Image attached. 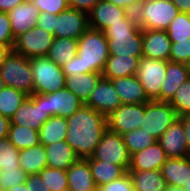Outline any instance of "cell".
I'll return each mask as SVG.
<instances>
[{"label": "cell", "mask_w": 190, "mask_h": 191, "mask_svg": "<svg viewBox=\"0 0 190 191\" xmlns=\"http://www.w3.org/2000/svg\"><path fill=\"white\" fill-rule=\"evenodd\" d=\"M122 104H142L150 101L136 75L111 79Z\"/></svg>", "instance_id": "23"}, {"label": "cell", "mask_w": 190, "mask_h": 191, "mask_svg": "<svg viewBox=\"0 0 190 191\" xmlns=\"http://www.w3.org/2000/svg\"><path fill=\"white\" fill-rule=\"evenodd\" d=\"M132 179L134 191H164L166 182L161 170H128Z\"/></svg>", "instance_id": "28"}, {"label": "cell", "mask_w": 190, "mask_h": 191, "mask_svg": "<svg viewBox=\"0 0 190 191\" xmlns=\"http://www.w3.org/2000/svg\"><path fill=\"white\" fill-rule=\"evenodd\" d=\"M4 191H30V185H26L25 183H23Z\"/></svg>", "instance_id": "54"}, {"label": "cell", "mask_w": 190, "mask_h": 191, "mask_svg": "<svg viewBox=\"0 0 190 191\" xmlns=\"http://www.w3.org/2000/svg\"><path fill=\"white\" fill-rule=\"evenodd\" d=\"M5 87V84H4V81H3V78L1 77L0 75V91Z\"/></svg>", "instance_id": "57"}, {"label": "cell", "mask_w": 190, "mask_h": 191, "mask_svg": "<svg viewBox=\"0 0 190 191\" xmlns=\"http://www.w3.org/2000/svg\"><path fill=\"white\" fill-rule=\"evenodd\" d=\"M166 185L182 188L190 181V156L168 158L161 167Z\"/></svg>", "instance_id": "24"}, {"label": "cell", "mask_w": 190, "mask_h": 191, "mask_svg": "<svg viewBox=\"0 0 190 191\" xmlns=\"http://www.w3.org/2000/svg\"><path fill=\"white\" fill-rule=\"evenodd\" d=\"M179 12L190 14V0H171Z\"/></svg>", "instance_id": "53"}, {"label": "cell", "mask_w": 190, "mask_h": 191, "mask_svg": "<svg viewBox=\"0 0 190 191\" xmlns=\"http://www.w3.org/2000/svg\"><path fill=\"white\" fill-rule=\"evenodd\" d=\"M67 129L65 117H50L38 130L40 144L51 145L55 142L66 141Z\"/></svg>", "instance_id": "29"}, {"label": "cell", "mask_w": 190, "mask_h": 191, "mask_svg": "<svg viewBox=\"0 0 190 191\" xmlns=\"http://www.w3.org/2000/svg\"><path fill=\"white\" fill-rule=\"evenodd\" d=\"M144 118V103L122 104L107 116V127L110 131L123 135L141 127Z\"/></svg>", "instance_id": "12"}, {"label": "cell", "mask_w": 190, "mask_h": 191, "mask_svg": "<svg viewBox=\"0 0 190 191\" xmlns=\"http://www.w3.org/2000/svg\"><path fill=\"white\" fill-rule=\"evenodd\" d=\"M167 61L141 57L136 76L142 84L147 98L157 100L161 94V85L164 81Z\"/></svg>", "instance_id": "9"}, {"label": "cell", "mask_w": 190, "mask_h": 191, "mask_svg": "<svg viewBox=\"0 0 190 191\" xmlns=\"http://www.w3.org/2000/svg\"><path fill=\"white\" fill-rule=\"evenodd\" d=\"M189 78L186 64L167 61L166 75L161 85V94L156 101L170 102L179 86Z\"/></svg>", "instance_id": "21"}, {"label": "cell", "mask_w": 190, "mask_h": 191, "mask_svg": "<svg viewBox=\"0 0 190 191\" xmlns=\"http://www.w3.org/2000/svg\"><path fill=\"white\" fill-rule=\"evenodd\" d=\"M20 168L29 174H39V172L47 167V157L45 147L39 144L20 150L19 153Z\"/></svg>", "instance_id": "30"}, {"label": "cell", "mask_w": 190, "mask_h": 191, "mask_svg": "<svg viewBox=\"0 0 190 191\" xmlns=\"http://www.w3.org/2000/svg\"><path fill=\"white\" fill-rule=\"evenodd\" d=\"M19 153L20 150L8 138L0 139V170L20 168Z\"/></svg>", "instance_id": "38"}, {"label": "cell", "mask_w": 190, "mask_h": 191, "mask_svg": "<svg viewBox=\"0 0 190 191\" xmlns=\"http://www.w3.org/2000/svg\"><path fill=\"white\" fill-rule=\"evenodd\" d=\"M28 174L21 168L0 172V190H7L26 182Z\"/></svg>", "instance_id": "40"}, {"label": "cell", "mask_w": 190, "mask_h": 191, "mask_svg": "<svg viewBox=\"0 0 190 191\" xmlns=\"http://www.w3.org/2000/svg\"><path fill=\"white\" fill-rule=\"evenodd\" d=\"M55 37L37 26L15 38L13 51L24 57L47 56Z\"/></svg>", "instance_id": "10"}, {"label": "cell", "mask_w": 190, "mask_h": 191, "mask_svg": "<svg viewBox=\"0 0 190 191\" xmlns=\"http://www.w3.org/2000/svg\"><path fill=\"white\" fill-rule=\"evenodd\" d=\"M122 137L130 155L147 148L157 141L155 137L140 128L126 132Z\"/></svg>", "instance_id": "35"}, {"label": "cell", "mask_w": 190, "mask_h": 191, "mask_svg": "<svg viewBox=\"0 0 190 191\" xmlns=\"http://www.w3.org/2000/svg\"><path fill=\"white\" fill-rule=\"evenodd\" d=\"M27 97L23 91L5 86L0 91V114L11 119Z\"/></svg>", "instance_id": "34"}, {"label": "cell", "mask_w": 190, "mask_h": 191, "mask_svg": "<svg viewBox=\"0 0 190 191\" xmlns=\"http://www.w3.org/2000/svg\"><path fill=\"white\" fill-rule=\"evenodd\" d=\"M89 27V14L68 7L55 19L54 37L78 40Z\"/></svg>", "instance_id": "13"}, {"label": "cell", "mask_w": 190, "mask_h": 191, "mask_svg": "<svg viewBox=\"0 0 190 191\" xmlns=\"http://www.w3.org/2000/svg\"><path fill=\"white\" fill-rule=\"evenodd\" d=\"M140 58L131 55H110L102 72L103 78L111 80L136 75Z\"/></svg>", "instance_id": "26"}, {"label": "cell", "mask_w": 190, "mask_h": 191, "mask_svg": "<svg viewBox=\"0 0 190 191\" xmlns=\"http://www.w3.org/2000/svg\"><path fill=\"white\" fill-rule=\"evenodd\" d=\"M43 95L45 96L46 112H48L50 117H70L84 105V103L67 88Z\"/></svg>", "instance_id": "16"}, {"label": "cell", "mask_w": 190, "mask_h": 191, "mask_svg": "<svg viewBox=\"0 0 190 191\" xmlns=\"http://www.w3.org/2000/svg\"><path fill=\"white\" fill-rule=\"evenodd\" d=\"M49 191H68L66 170L45 167L39 172Z\"/></svg>", "instance_id": "36"}, {"label": "cell", "mask_w": 190, "mask_h": 191, "mask_svg": "<svg viewBox=\"0 0 190 191\" xmlns=\"http://www.w3.org/2000/svg\"><path fill=\"white\" fill-rule=\"evenodd\" d=\"M99 0H68L69 7L89 14Z\"/></svg>", "instance_id": "46"}, {"label": "cell", "mask_w": 190, "mask_h": 191, "mask_svg": "<svg viewBox=\"0 0 190 191\" xmlns=\"http://www.w3.org/2000/svg\"><path fill=\"white\" fill-rule=\"evenodd\" d=\"M167 159L168 157L166 156L162 146L158 141H156L147 148L131 154L128 170H161L162 165L167 161Z\"/></svg>", "instance_id": "20"}, {"label": "cell", "mask_w": 190, "mask_h": 191, "mask_svg": "<svg viewBox=\"0 0 190 191\" xmlns=\"http://www.w3.org/2000/svg\"><path fill=\"white\" fill-rule=\"evenodd\" d=\"M10 119L0 114V139L8 138Z\"/></svg>", "instance_id": "51"}, {"label": "cell", "mask_w": 190, "mask_h": 191, "mask_svg": "<svg viewBox=\"0 0 190 191\" xmlns=\"http://www.w3.org/2000/svg\"><path fill=\"white\" fill-rule=\"evenodd\" d=\"M108 40L104 32L88 28L78 39L77 55L62 66L65 76L104 71L109 58Z\"/></svg>", "instance_id": "2"}, {"label": "cell", "mask_w": 190, "mask_h": 191, "mask_svg": "<svg viewBox=\"0 0 190 191\" xmlns=\"http://www.w3.org/2000/svg\"><path fill=\"white\" fill-rule=\"evenodd\" d=\"M78 40L72 38H55L47 57L58 66H63L77 55Z\"/></svg>", "instance_id": "32"}, {"label": "cell", "mask_w": 190, "mask_h": 191, "mask_svg": "<svg viewBox=\"0 0 190 191\" xmlns=\"http://www.w3.org/2000/svg\"><path fill=\"white\" fill-rule=\"evenodd\" d=\"M102 77V74L97 72L66 76L65 88L73 92L85 104Z\"/></svg>", "instance_id": "27"}, {"label": "cell", "mask_w": 190, "mask_h": 191, "mask_svg": "<svg viewBox=\"0 0 190 191\" xmlns=\"http://www.w3.org/2000/svg\"><path fill=\"white\" fill-rule=\"evenodd\" d=\"M68 191L97 190L87 159L79 158L67 170Z\"/></svg>", "instance_id": "22"}, {"label": "cell", "mask_w": 190, "mask_h": 191, "mask_svg": "<svg viewBox=\"0 0 190 191\" xmlns=\"http://www.w3.org/2000/svg\"><path fill=\"white\" fill-rule=\"evenodd\" d=\"M186 66H187V70H188V73L190 76V60L186 63Z\"/></svg>", "instance_id": "58"}, {"label": "cell", "mask_w": 190, "mask_h": 191, "mask_svg": "<svg viewBox=\"0 0 190 191\" xmlns=\"http://www.w3.org/2000/svg\"><path fill=\"white\" fill-rule=\"evenodd\" d=\"M169 103L179 117L190 112V78L179 86L173 99Z\"/></svg>", "instance_id": "39"}, {"label": "cell", "mask_w": 190, "mask_h": 191, "mask_svg": "<svg viewBox=\"0 0 190 191\" xmlns=\"http://www.w3.org/2000/svg\"><path fill=\"white\" fill-rule=\"evenodd\" d=\"M50 118L45 108V96L33 94L28 96L10 119V124L30 127L39 130Z\"/></svg>", "instance_id": "11"}, {"label": "cell", "mask_w": 190, "mask_h": 191, "mask_svg": "<svg viewBox=\"0 0 190 191\" xmlns=\"http://www.w3.org/2000/svg\"><path fill=\"white\" fill-rule=\"evenodd\" d=\"M98 191H134V186L129 173L127 172L121 178L98 187Z\"/></svg>", "instance_id": "43"}, {"label": "cell", "mask_w": 190, "mask_h": 191, "mask_svg": "<svg viewBox=\"0 0 190 191\" xmlns=\"http://www.w3.org/2000/svg\"><path fill=\"white\" fill-rule=\"evenodd\" d=\"M183 122L178 118L157 140L168 158L190 156L187 151Z\"/></svg>", "instance_id": "18"}, {"label": "cell", "mask_w": 190, "mask_h": 191, "mask_svg": "<svg viewBox=\"0 0 190 191\" xmlns=\"http://www.w3.org/2000/svg\"><path fill=\"white\" fill-rule=\"evenodd\" d=\"M104 34L110 55L142 57V28L137 23L135 12H130L119 23L110 25Z\"/></svg>", "instance_id": "3"}, {"label": "cell", "mask_w": 190, "mask_h": 191, "mask_svg": "<svg viewBox=\"0 0 190 191\" xmlns=\"http://www.w3.org/2000/svg\"><path fill=\"white\" fill-rule=\"evenodd\" d=\"M95 185L98 187L108 184L124 176L128 171L119 165L106 161L88 160Z\"/></svg>", "instance_id": "31"}, {"label": "cell", "mask_w": 190, "mask_h": 191, "mask_svg": "<svg viewBox=\"0 0 190 191\" xmlns=\"http://www.w3.org/2000/svg\"><path fill=\"white\" fill-rule=\"evenodd\" d=\"M34 80L33 94H49L65 88L62 67L55 64L47 56L30 58Z\"/></svg>", "instance_id": "6"}, {"label": "cell", "mask_w": 190, "mask_h": 191, "mask_svg": "<svg viewBox=\"0 0 190 191\" xmlns=\"http://www.w3.org/2000/svg\"><path fill=\"white\" fill-rule=\"evenodd\" d=\"M14 43H3L0 42V66L4 59L11 53L13 50Z\"/></svg>", "instance_id": "52"}, {"label": "cell", "mask_w": 190, "mask_h": 191, "mask_svg": "<svg viewBox=\"0 0 190 191\" xmlns=\"http://www.w3.org/2000/svg\"><path fill=\"white\" fill-rule=\"evenodd\" d=\"M0 42L14 43L15 38L11 32L10 18L8 13L0 12Z\"/></svg>", "instance_id": "44"}, {"label": "cell", "mask_w": 190, "mask_h": 191, "mask_svg": "<svg viewBox=\"0 0 190 191\" xmlns=\"http://www.w3.org/2000/svg\"><path fill=\"white\" fill-rule=\"evenodd\" d=\"M85 105L107 117L122 105V101L112 81L102 77Z\"/></svg>", "instance_id": "14"}, {"label": "cell", "mask_w": 190, "mask_h": 191, "mask_svg": "<svg viewBox=\"0 0 190 191\" xmlns=\"http://www.w3.org/2000/svg\"><path fill=\"white\" fill-rule=\"evenodd\" d=\"M166 31L171 42L190 38V14L179 12Z\"/></svg>", "instance_id": "37"}, {"label": "cell", "mask_w": 190, "mask_h": 191, "mask_svg": "<svg viewBox=\"0 0 190 191\" xmlns=\"http://www.w3.org/2000/svg\"><path fill=\"white\" fill-rule=\"evenodd\" d=\"M190 60V38L172 42L169 61L186 64Z\"/></svg>", "instance_id": "41"}, {"label": "cell", "mask_w": 190, "mask_h": 191, "mask_svg": "<svg viewBox=\"0 0 190 191\" xmlns=\"http://www.w3.org/2000/svg\"><path fill=\"white\" fill-rule=\"evenodd\" d=\"M142 57L169 61L171 44L167 31L142 29Z\"/></svg>", "instance_id": "17"}, {"label": "cell", "mask_w": 190, "mask_h": 191, "mask_svg": "<svg viewBox=\"0 0 190 191\" xmlns=\"http://www.w3.org/2000/svg\"><path fill=\"white\" fill-rule=\"evenodd\" d=\"M25 184L30 185V191H49L39 174H29Z\"/></svg>", "instance_id": "47"}, {"label": "cell", "mask_w": 190, "mask_h": 191, "mask_svg": "<svg viewBox=\"0 0 190 191\" xmlns=\"http://www.w3.org/2000/svg\"><path fill=\"white\" fill-rule=\"evenodd\" d=\"M39 14V9L34 5L32 0H26L10 10L8 15L13 37L16 38L20 34L35 27Z\"/></svg>", "instance_id": "19"}, {"label": "cell", "mask_w": 190, "mask_h": 191, "mask_svg": "<svg viewBox=\"0 0 190 191\" xmlns=\"http://www.w3.org/2000/svg\"><path fill=\"white\" fill-rule=\"evenodd\" d=\"M178 118L169 102L148 101L144 103V118L140 129L158 140Z\"/></svg>", "instance_id": "7"}, {"label": "cell", "mask_w": 190, "mask_h": 191, "mask_svg": "<svg viewBox=\"0 0 190 191\" xmlns=\"http://www.w3.org/2000/svg\"><path fill=\"white\" fill-rule=\"evenodd\" d=\"M26 0H0V12L8 13Z\"/></svg>", "instance_id": "50"}, {"label": "cell", "mask_w": 190, "mask_h": 191, "mask_svg": "<svg viewBox=\"0 0 190 191\" xmlns=\"http://www.w3.org/2000/svg\"><path fill=\"white\" fill-rule=\"evenodd\" d=\"M178 13L171 0H142L135 16L142 29L166 31Z\"/></svg>", "instance_id": "4"}, {"label": "cell", "mask_w": 190, "mask_h": 191, "mask_svg": "<svg viewBox=\"0 0 190 191\" xmlns=\"http://www.w3.org/2000/svg\"><path fill=\"white\" fill-rule=\"evenodd\" d=\"M47 167L67 170L79 157L67 141L44 145Z\"/></svg>", "instance_id": "25"}, {"label": "cell", "mask_w": 190, "mask_h": 191, "mask_svg": "<svg viewBox=\"0 0 190 191\" xmlns=\"http://www.w3.org/2000/svg\"><path fill=\"white\" fill-rule=\"evenodd\" d=\"M130 11L107 0H99L89 13L90 28L104 32L110 25L119 23Z\"/></svg>", "instance_id": "15"}, {"label": "cell", "mask_w": 190, "mask_h": 191, "mask_svg": "<svg viewBox=\"0 0 190 191\" xmlns=\"http://www.w3.org/2000/svg\"><path fill=\"white\" fill-rule=\"evenodd\" d=\"M57 15L50 14L49 12H40L37 19L36 26L42 29H45L48 33L54 35L55 32V19Z\"/></svg>", "instance_id": "45"}, {"label": "cell", "mask_w": 190, "mask_h": 191, "mask_svg": "<svg viewBox=\"0 0 190 191\" xmlns=\"http://www.w3.org/2000/svg\"><path fill=\"white\" fill-rule=\"evenodd\" d=\"M0 75L5 86L23 91L28 96L33 95L34 80L28 57L12 50L0 66Z\"/></svg>", "instance_id": "5"}, {"label": "cell", "mask_w": 190, "mask_h": 191, "mask_svg": "<svg viewBox=\"0 0 190 191\" xmlns=\"http://www.w3.org/2000/svg\"><path fill=\"white\" fill-rule=\"evenodd\" d=\"M66 119V141L79 158L91 157L108 128L107 117L84 104Z\"/></svg>", "instance_id": "1"}, {"label": "cell", "mask_w": 190, "mask_h": 191, "mask_svg": "<svg viewBox=\"0 0 190 191\" xmlns=\"http://www.w3.org/2000/svg\"><path fill=\"white\" fill-rule=\"evenodd\" d=\"M130 157L122 135L110 131L103 133L101 141L87 160L106 161L124 167L127 171L130 166Z\"/></svg>", "instance_id": "8"}, {"label": "cell", "mask_w": 190, "mask_h": 191, "mask_svg": "<svg viewBox=\"0 0 190 191\" xmlns=\"http://www.w3.org/2000/svg\"><path fill=\"white\" fill-rule=\"evenodd\" d=\"M164 191H183V189L177 186L166 185V188Z\"/></svg>", "instance_id": "55"}, {"label": "cell", "mask_w": 190, "mask_h": 191, "mask_svg": "<svg viewBox=\"0 0 190 191\" xmlns=\"http://www.w3.org/2000/svg\"><path fill=\"white\" fill-rule=\"evenodd\" d=\"M183 191H190V181L182 187Z\"/></svg>", "instance_id": "56"}, {"label": "cell", "mask_w": 190, "mask_h": 191, "mask_svg": "<svg viewBox=\"0 0 190 191\" xmlns=\"http://www.w3.org/2000/svg\"><path fill=\"white\" fill-rule=\"evenodd\" d=\"M119 7L127 8L130 12H135L142 0H107Z\"/></svg>", "instance_id": "48"}, {"label": "cell", "mask_w": 190, "mask_h": 191, "mask_svg": "<svg viewBox=\"0 0 190 191\" xmlns=\"http://www.w3.org/2000/svg\"><path fill=\"white\" fill-rule=\"evenodd\" d=\"M183 122L187 151L190 155V112L179 117Z\"/></svg>", "instance_id": "49"}, {"label": "cell", "mask_w": 190, "mask_h": 191, "mask_svg": "<svg viewBox=\"0 0 190 191\" xmlns=\"http://www.w3.org/2000/svg\"><path fill=\"white\" fill-rule=\"evenodd\" d=\"M8 140L19 150L40 144L38 130L16 124H10Z\"/></svg>", "instance_id": "33"}, {"label": "cell", "mask_w": 190, "mask_h": 191, "mask_svg": "<svg viewBox=\"0 0 190 191\" xmlns=\"http://www.w3.org/2000/svg\"><path fill=\"white\" fill-rule=\"evenodd\" d=\"M39 12L58 15L69 7L68 0H32Z\"/></svg>", "instance_id": "42"}]
</instances>
